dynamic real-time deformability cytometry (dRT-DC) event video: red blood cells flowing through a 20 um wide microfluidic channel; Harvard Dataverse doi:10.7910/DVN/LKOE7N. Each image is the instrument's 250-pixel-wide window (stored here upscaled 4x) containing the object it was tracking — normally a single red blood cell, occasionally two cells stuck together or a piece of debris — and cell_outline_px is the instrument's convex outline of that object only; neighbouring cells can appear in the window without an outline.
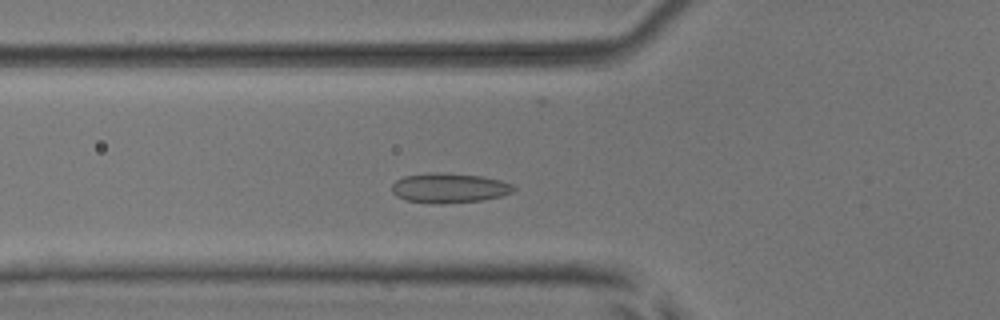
{"species": "common noctule bat (a hibernating species)", "species_latin": "Nyctalus noctula", "temperature_condition": "room temperature", "stored_images_in_passage": 36, "camera_frame_rate_fps": 3000, "um_per_image_px": 0.085, "animal": {"sex": "male", "body_mass_g": 17.9, "forearm_length_mm": 54.2}, "frame": {"image": 1, "passage_image": 2, "time_ms": 0.333, "image_size_px": [1000, 320], "cell_outline_px": [[516, 188], [512, 192], [500, 196], [484, 200], [444, 204], [432, 204], [404, 200], [396, 196], [392, 192], [392, 184], [396, 180], [404, 176], [432, 172], [436, 172], [484, 176], [500, 180], [512, 184]], "centroid_in_image_um": [38.16, 15.99], "position_along_channel_um": 87.6, "area_um2": 21.39}}
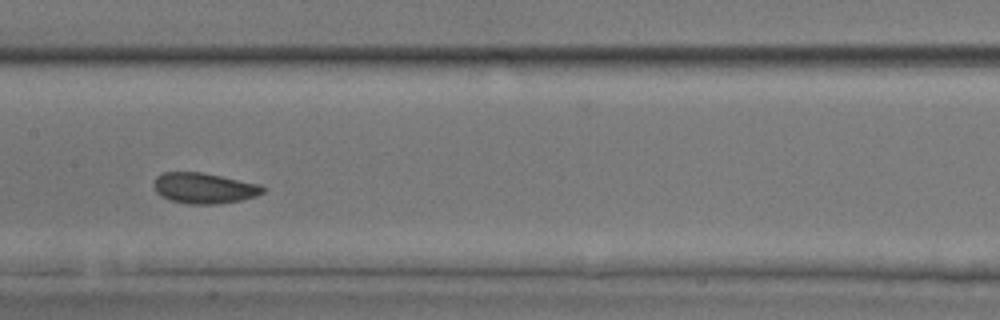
{"frame": {"image": 2, "passage_image": 10, "time_ms": 3.0, "image_size_px": [1000, 320], "cell_outline_px": [[264, 192], [256, 196], [240, 200], [216, 204], [188, 204], [172, 200], [160, 196], [156, 192], [152, 184], [156, 176], [164, 172], [200, 172], [260, 184], [264, 188]], "centroid_in_image_um": [17.31, 15.99], "position_along_channel_um": 190.1, "area_um2": 19.42}}
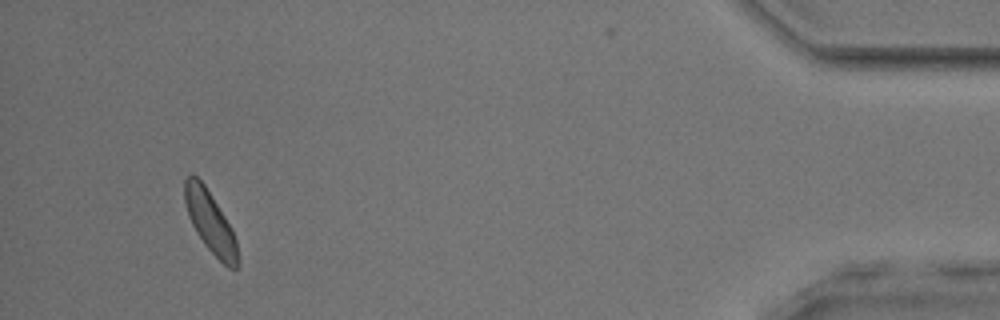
{"frame": {"image": 3, "passage_image": 33, "time_ms": 10.667, "image_size_px": [1000, 320], "cell_outline_px": [[236, 268], [228, 268], [204, 244], [196, 232], [188, 216], [184, 200], [184, 180], [192, 172], [204, 184], [232, 228], [236, 240]], "centroid_in_image_um": [17.82, 18.81], "position_along_channel_um": 417.4, "area_um2": 18.55}}